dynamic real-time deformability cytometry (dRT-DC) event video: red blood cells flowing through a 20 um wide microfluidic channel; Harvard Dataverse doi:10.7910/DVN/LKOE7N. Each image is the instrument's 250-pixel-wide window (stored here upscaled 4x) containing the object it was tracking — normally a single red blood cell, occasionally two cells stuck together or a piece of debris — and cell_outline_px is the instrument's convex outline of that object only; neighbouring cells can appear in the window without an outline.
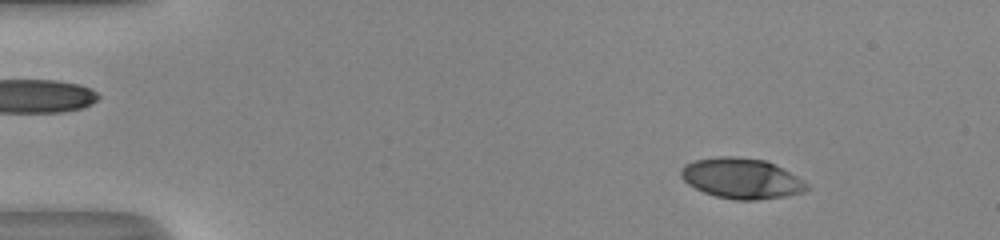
{"species": "human", "species_latin": "Homo sapiens", "temperature_condition": "room temperature", "stored_images_in_passage": 52, "camera_frame_rate_fps": 3000, "um_per_image_px": 0.085, "donor": {"sex": "male"}, "frame": {"image": 1, "passage_image": 7, "time_ms": 2.0, "image_size_px": [1000, 240], "cell_outline_px": [[808, 188], [804, 192], [788, 196], [756, 200], [736, 200], [716, 196], [704, 192], [688, 184], [680, 176], [680, 168], [684, 164], [692, 160], [716, 156], [732, 156], [764, 160], [776, 164], [804, 180], [808, 184]], "centroid_in_image_um": [63.02, 15.16], "position_along_channel_um": 22.0, "area_um2": 29.94}}
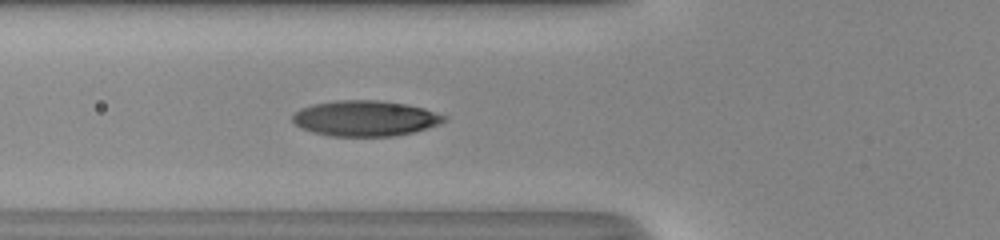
{"frame": {"image": 2, "passage_image": 20, "time_ms": 6.333, "image_size_px": [1000, 240], "cell_outline_px": [[448, 120], [440, 124], [412, 132], [396, 136], [328, 136], [312, 132], [300, 128], [292, 120], [292, 116], [300, 108], [312, 104], [336, 100], [376, 100], [404, 104], [424, 108], [448, 116]], "centroid_in_image_um": [31.04, 10.06], "position_along_channel_um": 94.8, "area_um2": 31.56}}
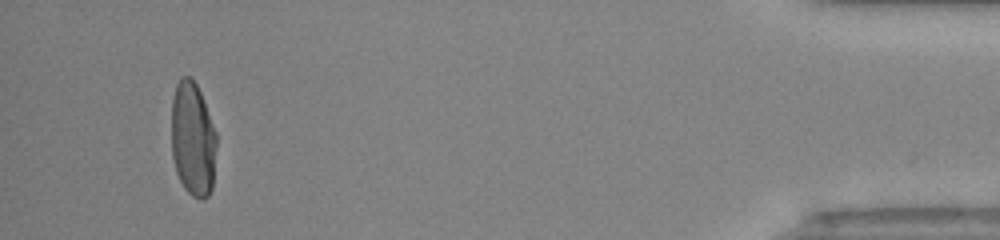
{"frame": {"image": 3, "passage_image": 49, "time_ms": 16.0, "image_size_px": [1000, 240], "cell_outline_px": [[216, 144], [212, 188], [208, 196], [204, 200], [200, 200], [192, 196], [184, 188], [176, 172], [172, 156], [172, 96], [176, 84], [180, 76], [188, 76], [196, 84], [200, 92], [216, 132]], "centroid_in_image_um": [16.38, 11.84], "position_along_channel_um": 418.8, "area_um2": 30.11}, "authors_computed_cell_mechanics": {"area_um2": 30.1716, "velocity_mm_per_s": 4.0939, "shape_relaxation_time_tau1_ms": 4.3036, "shape_relaxation_time_tau2_ms": null, "deformation_change_tau1": 0.2047, "deformation_change_tau2": null}}